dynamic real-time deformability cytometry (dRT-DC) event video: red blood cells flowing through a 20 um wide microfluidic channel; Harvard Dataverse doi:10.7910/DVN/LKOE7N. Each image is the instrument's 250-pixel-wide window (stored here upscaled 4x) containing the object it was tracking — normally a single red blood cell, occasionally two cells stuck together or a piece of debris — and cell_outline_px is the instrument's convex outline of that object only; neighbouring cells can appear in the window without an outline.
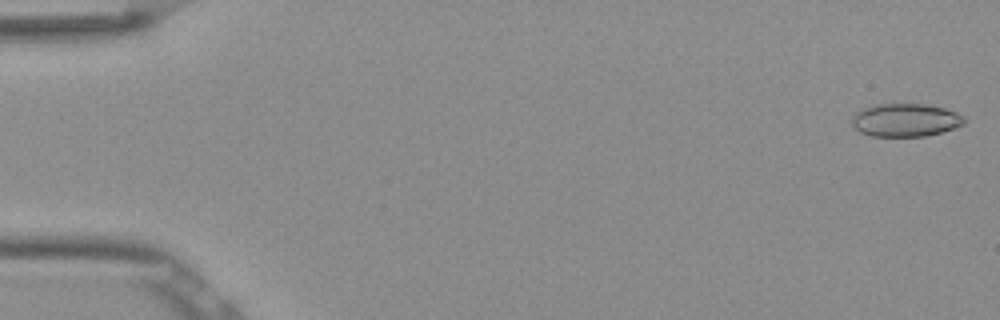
{"species": "Egyptian fruit bat (a non-hibernating species)", "species_latin": "Rousettus aegyptiacus", "temperature_condition": "room temperature", "stored_images_in_passage": 52, "camera_frame_rate_fps": 3000, "um_per_image_px": 0.085, "frame": {"image": 1, "passage_image": 1, "time_ms": 0.0, "image_size_px": [1000, 320], "cell_outline_px": [[968, 120], [964, 124], [940, 132], [924, 136], [872, 136], [860, 132], [852, 124], [852, 116], [856, 112], [864, 108], [876, 104], [924, 104], [944, 108], [956, 112], [964, 116]], "centroid_in_image_um": [76.97, 10.2], "position_along_channel_um": 8.0, "area_um2": 21.56}}
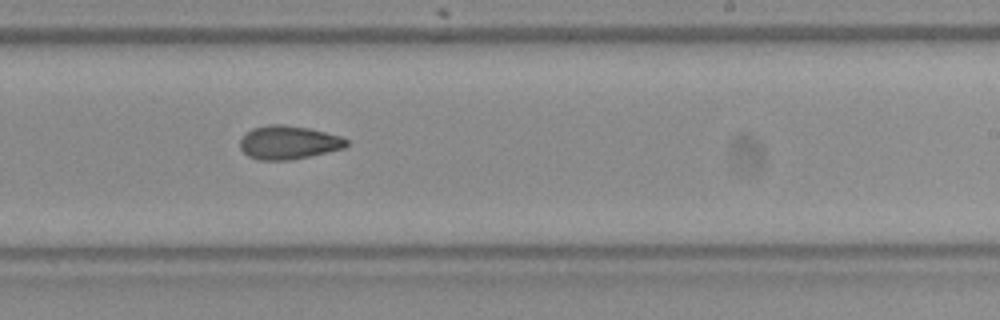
{"frame": {"image": 2, "passage_image": 32, "time_ms": 10.333, "image_size_px": [1000, 320], "cell_outline_px": [[348, 144], [344, 148], [292, 160], [260, 160], [248, 156], [240, 148], [240, 140], [252, 128], [268, 124], [284, 124], [308, 128], [340, 136], [348, 140]], "centroid_in_image_um": [24.51, 12.11], "position_along_channel_um": 264.5, "area_um2": 20.69}}
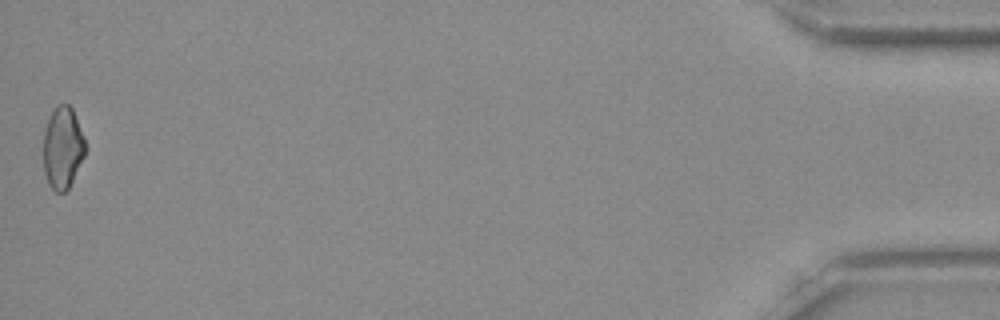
{"frame": {"image": 3, "passage_image": 52, "time_ms": 17.0, "image_size_px": [1000, 320], "cell_outline_px": [[88, 148], [68, 188], [64, 192], [56, 192], [48, 184], [44, 172], [44, 132], [48, 120], [56, 104], [68, 104], [72, 108], [84, 136]], "centroid_in_image_um": [5.34, 12.55], "position_along_channel_um": 429.9, "area_um2": 20.0}, "authors_computed_cell_mechanics": {"area_um2": 20.808, "velocity_mm_per_s": 3.8959, "shape_relaxation_time_tau1_ms": 8.8559, "shape_relaxation_time_tau2_ms": 6.0973, "deformation_change_tau1": 0.1641, "deformation_change_tau2": 0.1237}}